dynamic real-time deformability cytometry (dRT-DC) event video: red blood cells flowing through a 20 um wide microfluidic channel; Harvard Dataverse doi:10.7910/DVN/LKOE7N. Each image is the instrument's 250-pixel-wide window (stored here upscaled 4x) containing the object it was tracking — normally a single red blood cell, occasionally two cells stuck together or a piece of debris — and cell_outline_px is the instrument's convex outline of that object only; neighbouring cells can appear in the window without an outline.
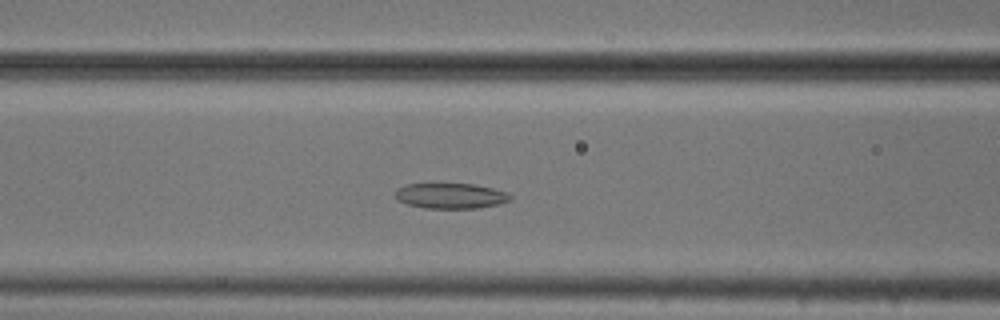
{"species": "common noctule bat (a hibernating species)", "species_latin": "Nyctalus noctula", "temperature_condition": "cold", "stored_images_in_passage": 52, "camera_frame_rate_fps": 3000, "um_per_image_px": 0.085, "animal": {"sex": "male", "body_mass_g": 20.5, "forearm_length_mm": 52.5}, "frame": {"image": 1, "passage_image": 19, "time_ms": 6.0, "image_size_px": [1000, 320], "cell_outline_px": [[512, 200], [500, 204], [476, 208], [424, 208], [408, 204], [396, 200], [396, 192], [400, 188], [408, 184], [472, 184], [492, 188], [508, 192], [512, 196]], "centroid_in_image_um": [38.36, 16.65], "position_along_channel_um": 128.2, "area_um2": 16.94}}
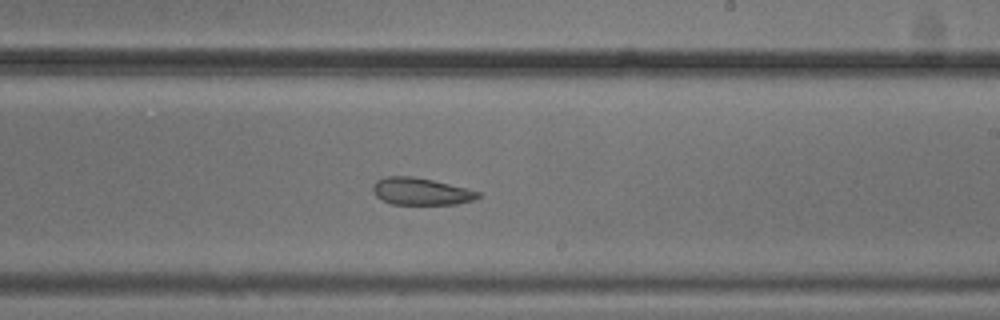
{"frame": {"image": 2, "passage_image": 29, "time_ms": 9.333, "image_size_px": [1000, 320], "cell_outline_px": [[480, 196], [472, 200], [456, 204], [392, 204], [380, 200], [376, 196], [372, 188], [372, 184], [376, 180], [384, 176], [412, 176], [432, 180], [480, 192]], "centroid_in_image_um": [35.7, 16.27], "position_along_channel_um": 253.3, "area_um2": 16.53}}
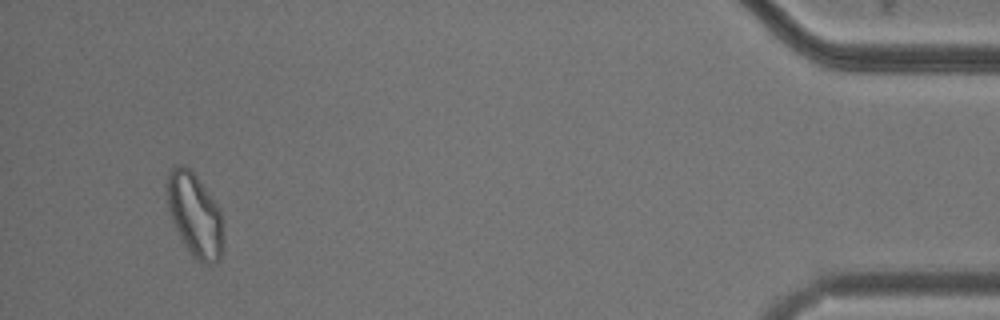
{"frame": {"image": 3, "passage_image": 48, "time_ms": 15.667, "image_size_px": [1000, 320], "cell_outline_px": [[224, 244], [220, 260], [216, 264], [204, 264], [196, 260], [192, 256], [180, 236], [172, 220], [168, 208], [164, 184], [168, 172], [172, 164], [184, 164], [196, 176], [216, 204], [220, 212]], "centroid_in_image_um": [16.52, 18.26], "position_along_channel_um": 418.7, "area_um2": 27.69}}